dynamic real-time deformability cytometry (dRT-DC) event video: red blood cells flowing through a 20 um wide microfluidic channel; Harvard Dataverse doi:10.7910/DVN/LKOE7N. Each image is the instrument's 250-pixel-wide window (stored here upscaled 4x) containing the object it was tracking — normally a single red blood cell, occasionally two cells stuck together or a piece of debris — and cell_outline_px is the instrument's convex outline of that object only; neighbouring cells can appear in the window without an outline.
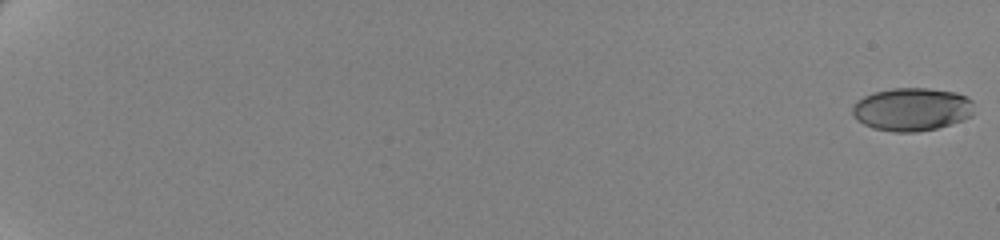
{"species": "human", "species_latin": "Homo sapiens", "temperature_condition": "cold", "stored_images_in_passage": 63, "camera_frame_rate_fps": 3000, "um_per_image_px": 0.085, "donor": {"sex": "female"}, "frame": {"image": 1, "passage_image": 1, "time_ms": 0.0, "image_size_px": [1000, 240], "cell_outline_px": [[972, 116], [936, 128], [916, 132], [896, 132], [872, 128], [856, 120], [852, 112], [852, 108], [864, 96], [876, 92], [892, 88], [928, 88], [956, 92], [972, 100]], "centroid_in_image_um": [77.5, 9.29], "position_along_channel_um": 7.5, "area_um2": 30.23}}
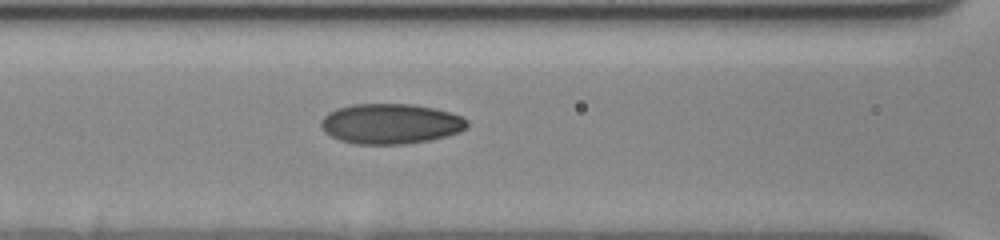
{"frame": {"image": 2, "passage_image": 32, "time_ms": 10.333, "image_size_px": [1000, 240], "cell_outline_px": [[468, 128], [460, 132], [428, 140], [408, 144], [356, 144], [340, 140], [324, 132], [320, 124], [320, 120], [328, 112], [336, 108], [352, 104], [412, 104], [432, 108], [448, 112], [460, 116], [468, 120]], "centroid_in_image_um": [33.18, 10.52], "position_along_channel_um": 133.4, "area_um2": 34.28}}
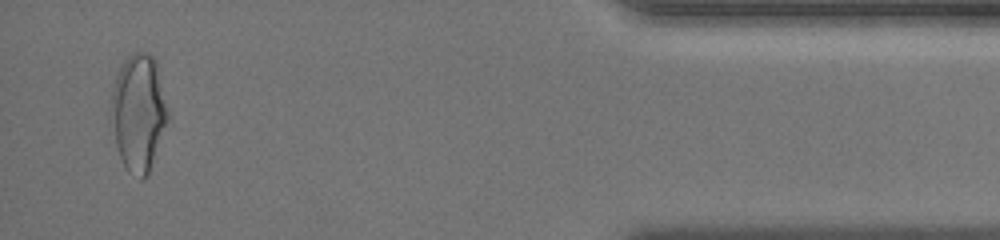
{"frame": {"image": 3, "passage_image": 61, "time_ms": 20.0, "image_size_px": [1000, 240], "cell_outline_px": [[168, 120], [148, 172], [144, 180], [140, 180], [128, 172], [120, 156], [116, 144], [108, 108], [116, 76], [124, 60], [128, 56], [136, 52], [148, 52], [156, 60], [168, 112]], "centroid_in_image_um": [11.74, 9.56], "position_along_channel_um": 423.5, "area_um2": 38.49}, "authors_computed_cell_mechanics": {"area_um2": 32.7726, "velocity_mm_per_s": 3.4941, "shape_relaxation_time_tau1_ms": 6.5961, "shape_relaxation_time_tau2_ms": 1.4345, "deformation_change_tau1": 0.17, "deformation_change_tau2": 0.0523}}